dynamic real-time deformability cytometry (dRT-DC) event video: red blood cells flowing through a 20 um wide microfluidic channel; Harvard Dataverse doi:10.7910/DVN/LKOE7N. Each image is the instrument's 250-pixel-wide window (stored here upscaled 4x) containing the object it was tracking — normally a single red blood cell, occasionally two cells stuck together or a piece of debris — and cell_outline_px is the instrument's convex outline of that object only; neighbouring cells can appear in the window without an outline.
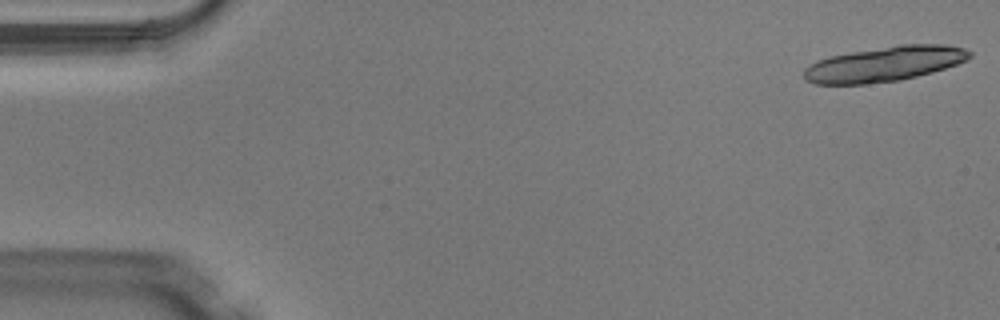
{"species": "Egyptian fruit bat (a non-hibernating species)", "species_latin": "Rousettus aegyptiacus", "temperature_condition": "warm", "stored_images_in_passage": 4, "camera_frame_rate_fps": 3000, "um_per_image_px": 0.085, "animal": {"sex": "male"}, "frame": {"image": 1, "passage_image": 1, "time_ms": 0.0, "image_size_px": [1000, 320], "cell_outline_px": [[972, 56], [968, 60], [932, 72], [900, 80], [868, 84], [816, 84], [804, 80], [804, 68], [808, 64], [816, 60], [828, 56], [900, 44], [948, 44], [964, 48], [972, 52]], "centroid_in_image_um": [75.17, 5.43], "position_along_channel_um": 9.8, "area_um2": 34.04}}